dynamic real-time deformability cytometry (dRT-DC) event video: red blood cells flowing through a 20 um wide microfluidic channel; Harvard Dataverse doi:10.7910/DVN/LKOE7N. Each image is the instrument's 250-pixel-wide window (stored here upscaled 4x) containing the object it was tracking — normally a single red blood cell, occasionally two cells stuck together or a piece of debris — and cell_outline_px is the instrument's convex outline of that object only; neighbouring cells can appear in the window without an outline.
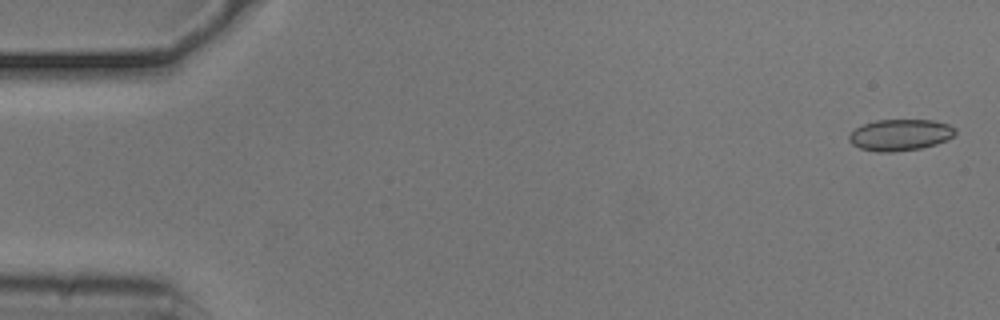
{"species": "common noctule bat (a hibernating species)", "species_latin": "Nyctalus noctula", "temperature_condition": "cold", "stored_images_in_passage": 6, "camera_frame_rate_fps": 3000, "um_per_image_px": 0.085, "animal": {"sex": "male", "body_mass_g": 20.5, "forearm_length_mm": 52.5}, "frame": {"image": 1, "passage_image": 2, "time_ms": 0.333, "image_size_px": [1000, 320], "cell_outline_px": [[956, 132], [952, 136], [936, 144], [920, 148], [892, 152], [876, 152], [860, 148], [852, 144], [848, 140], [848, 136], [856, 128], [864, 124], [876, 120], [932, 120], [948, 124], [956, 128]], "centroid_in_image_um": [76.49, 11.47], "position_along_channel_um": 8.5, "area_um2": 19.31}}